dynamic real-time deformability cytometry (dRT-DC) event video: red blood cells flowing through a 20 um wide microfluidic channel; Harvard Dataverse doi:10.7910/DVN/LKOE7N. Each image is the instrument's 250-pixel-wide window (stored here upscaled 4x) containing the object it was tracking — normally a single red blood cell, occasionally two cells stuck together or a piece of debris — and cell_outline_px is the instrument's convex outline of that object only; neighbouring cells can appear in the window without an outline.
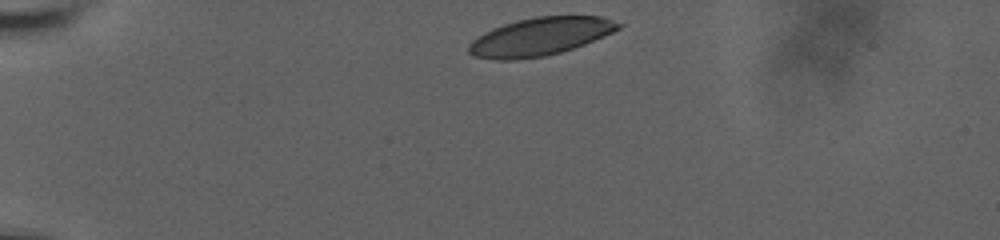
{"species": "human", "species_latin": "Homo sapiens", "temperature_condition": "room temperature", "stored_images_in_passage": 11, "camera_frame_rate_fps": 3000, "um_per_image_px": 0.085, "donor": {"sex": "male"}, "frame": {"image": 1, "passage_image": 1, "time_ms": 0.0, "image_size_px": [1000, 240], "cell_outline_px": [[624, 24], [620, 28], [612, 32], [584, 44], [560, 52], [544, 56], [516, 60], [496, 60], [472, 56], [468, 52], [468, 44], [472, 40], [484, 32], [492, 28], [516, 20], [536, 16], [604, 16]], "centroid_in_image_um": [45.88, 3.11], "position_along_channel_um": 39.1, "area_um2": 33.18}}
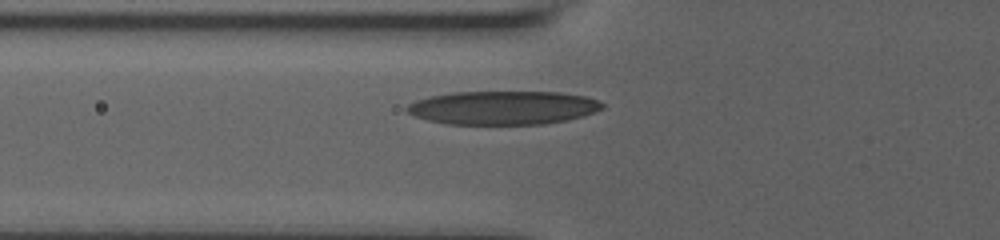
{"frame": {"image": 2, "passage_image": 10, "time_ms": 3.0, "image_size_px": [1000, 240], "cell_outline_px": [[604, 108], [584, 116], [568, 120], [544, 124], [448, 124], [428, 120], [416, 116], [408, 112], [404, 108], [408, 104], [416, 100], [428, 96], [452, 92], [560, 92], [584, 96], [596, 100], [604, 104]], "centroid_in_image_um": [42.76, 9.15], "position_along_channel_um": 83.0, "area_um2": 38.38}}